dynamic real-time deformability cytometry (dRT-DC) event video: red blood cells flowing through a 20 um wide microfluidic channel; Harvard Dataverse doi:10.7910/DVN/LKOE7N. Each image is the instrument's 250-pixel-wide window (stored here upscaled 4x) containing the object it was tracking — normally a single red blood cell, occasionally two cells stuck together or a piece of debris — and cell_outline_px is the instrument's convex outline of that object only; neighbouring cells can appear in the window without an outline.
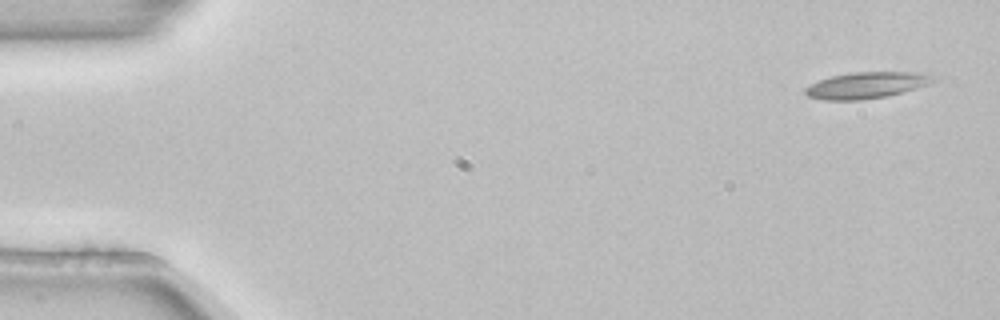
{"species": "common noctule bat (a hibernating species)", "species_latin": "Nyctalus noctula", "temperature_condition": "room temperature", "stored_images_in_passage": 4, "camera_frame_rate_fps": 3000, "um_per_image_px": 0.085, "animal": {"sex": "female", "body_mass_g": 22.7, "forearm_length_mm": 54.2}, "frame": {"image": 1, "passage_image": 1, "time_ms": 0.0, "image_size_px": [1000, 320], "cell_outline_px": [[932, 80], [928, 84], [916, 88], [888, 96], [860, 100], [824, 100], [808, 96], [804, 92], [804, 88], [820, 80], [832, 76], [852, 72], [916, 72], [928, 76]], "centroid_in_image_um": [73.56, 7.26], "position_along_channel_um": 11.4, "area_um2": 19.19}}
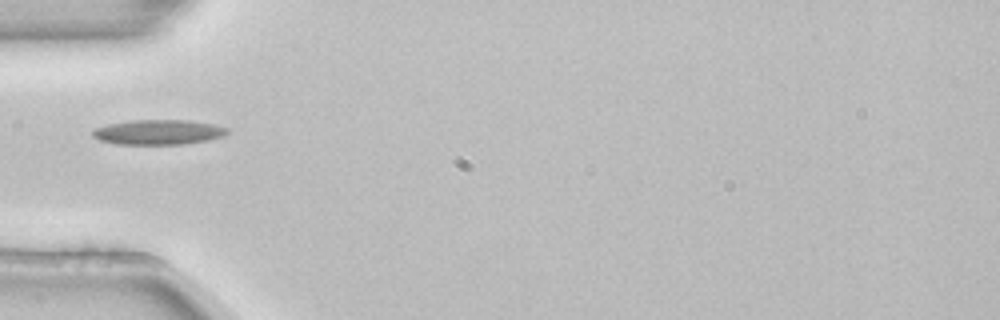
{"frame": {"image": 2, "passage_image": 4, "time_ms": 1.0, "image_size_px": [1000, 320], "cell_outline_px": [[228, 132], [224, 136], [208, 140], [184, 144], [116, 144], [100, 140], [92, 136], [92, 132], [96, 128], [108, 124], [132, 120], [188, 120], [212, 124], [228, 128]], "centroid_in_image_um": [13.47, 11.23], "position_along_channel_um": 71.5, "area_um2": 19.48}}